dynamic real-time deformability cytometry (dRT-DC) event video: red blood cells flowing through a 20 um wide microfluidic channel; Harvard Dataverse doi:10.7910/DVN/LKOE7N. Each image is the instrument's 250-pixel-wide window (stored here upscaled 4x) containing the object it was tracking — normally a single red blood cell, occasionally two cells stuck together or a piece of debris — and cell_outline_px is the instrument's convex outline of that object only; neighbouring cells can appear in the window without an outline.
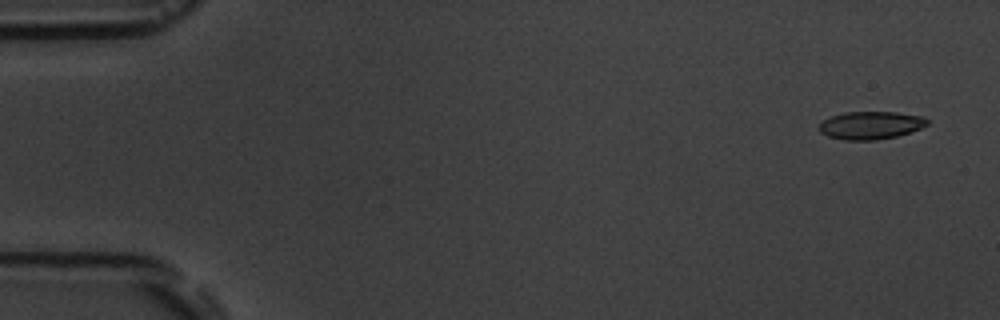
{"species": "common noctule bat (a hibernating species)", "species_latin": "Nyctalus noctula", "temperature_condition": "room temperature", "stored_images_in_passage": 5, "camera_frame_rate_fps": 3000, "um_per_image_px": 0.085, "animal": {"sex": "male", "body_mass_g": 19.5, "forearm_length_mm": 54.6}, "frame": {"image": 1, "passage_image": 1, "time_ms": 0.0, "image_size_px": [1000, 320], "cell_outline_px": [[928, 124], [920, 128], [896, 136], [876, 140], [844, 140], [828, 136], [820, 132], [820, 124], [828, 116], [844, 112], [896, 112], [924, 116], [928, 120]], "centroid_in_image_um": [74.0, 10.64], "position_along_channel_um": 11.0, "area_um2": 17.51}}
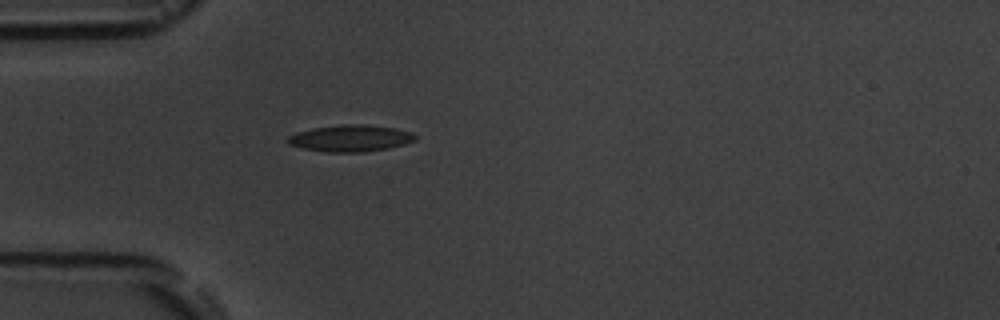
{"frame": {"image": 2, "passage_image": 5, "time_ms": 4.667, "image_size_px": [1000, 320], "cell_outline_px": [[416, 140], [404, 144], [388, 148], [364, 152], [324, 152], [304, 148], [288, 144], [288, 136], [296, 132], [312, 128], [344, 124], [360, 124], [396, 128], [412, 132], [416, 136]], "centroid_in_image_um": [29.8, 11.75], "position_along_channel_um": 55.2, "area_um2": 19.77}}